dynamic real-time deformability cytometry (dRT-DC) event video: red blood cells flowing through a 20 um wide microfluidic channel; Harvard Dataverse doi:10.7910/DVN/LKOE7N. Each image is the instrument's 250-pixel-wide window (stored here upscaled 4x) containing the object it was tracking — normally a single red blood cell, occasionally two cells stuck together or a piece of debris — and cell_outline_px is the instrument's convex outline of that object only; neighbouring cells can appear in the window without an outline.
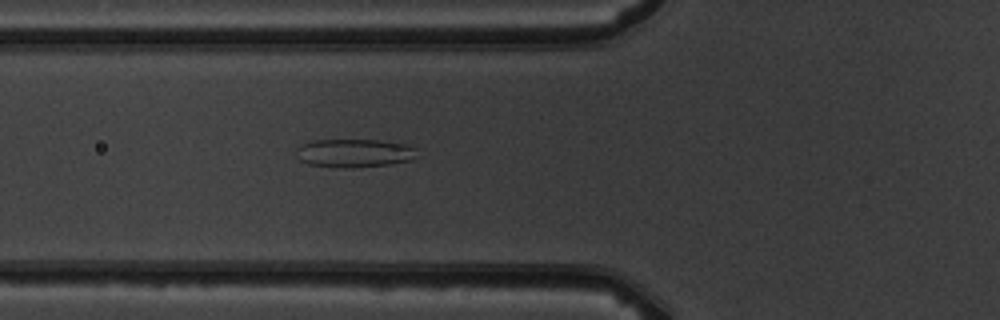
{"species": "common noctule bat (a hibernating species)", "species_latin": "Nyctalus noctula", "temperature_condition": "warm", "stored_images_in_passage": 5, "camera_frame_rate_fps": 3000, "um_per_image_px": 0.085, "animal": {"sex": "male", "body_mass_g": 19.5, "forearm_length_mm": 54.6}, "frame": {"image": 1, "passage_image": 5, "time_ms": 5.333, "image_size_px": [1000, 320], "cell_outline_px": [[416, 148], [412, 160], [392, 164], [352, 168], [344, 168], [308, 164], [300, 160], [296, 156], [296, 148], [312, 140], [376, 140], [404, 144]], "centroid_in_image_um": [30.08, 13.02], "position_along_channel_um": 95.7, "area_um2": 19.88}}